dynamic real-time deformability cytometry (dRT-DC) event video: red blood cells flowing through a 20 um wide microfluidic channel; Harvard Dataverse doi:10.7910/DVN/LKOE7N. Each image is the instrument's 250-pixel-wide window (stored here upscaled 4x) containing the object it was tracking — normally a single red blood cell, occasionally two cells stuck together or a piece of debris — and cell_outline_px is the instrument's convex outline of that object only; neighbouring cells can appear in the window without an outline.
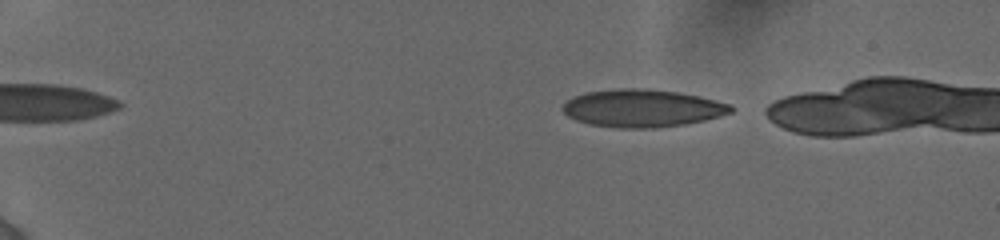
{"species": "human", "species_latin": "Homo sapiens", "temperature_condition": "cold", "stored_images_in_passage": 52, "camera_frame_rate_fps": 3000, "um_per_image_px": 0.085, "donor": {"sex": "female"}, "frame": {"image": 1, "passage_image": 5, "time_ms": 0.667, "image_size_px": [1000, 240], "cell_outline_px": [[736, 108], [732, 112], [720, 116], [704, 120], [684, 124], [656, 128], [620, 128], [588, 124], [576, 120], [568, 116], [560, 108], [572, 96], [584, 92], [620, 88], [632, 88], [676, 92], [696, 96], [732, 104]], "centroid_in_image_um": [54.57, 9.21], "position_along_channel_um": 30.4, "area_um2": 36.82}}
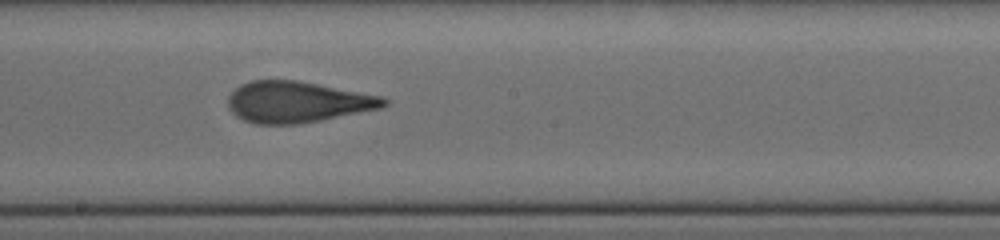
{"frame": {"image": 2, "passage_image": 27, "time_ms": 8.333, "image_size_px": [1000, 240], "cell_outline_px": [[388, 104], [384, 108], [300, 124], [256, 124], [244, 120], [236, 116], [228, 108], [228, 96], [240, 84], [252, 80], [296, 80], [380, 96], [388, 100]], "centroid_in_image_um": [25.26, 8.68], "position_along_channel_um": 222.9, "area_um2": 37.34}}
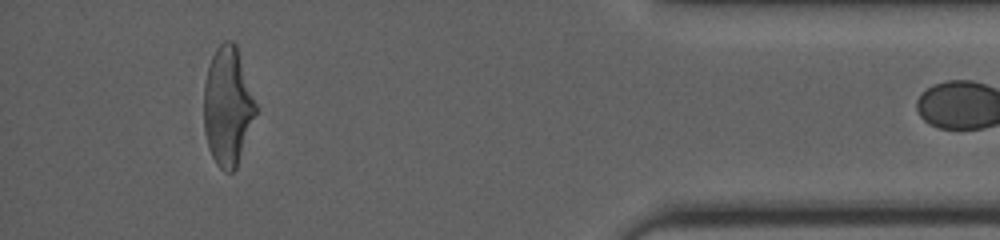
{"frame": {"image": 3, "passage_image": 51, "time_ms": 14.333, "image_size_px": [1000, 240], "cell_outline_px": [[256, 116], [236, 168], [232, 172], [224, 172], [216, 164], [208, 148], [204, 128], [204, 84], [208, 68], [212, 56], [216, 48], [224, 40], [232, 40], [236, 44], [256, 104]], "centroid_in_image_um": [19.35, 9.05], "position_along_channel_um": 415.9, "area_um2": 35.84}}